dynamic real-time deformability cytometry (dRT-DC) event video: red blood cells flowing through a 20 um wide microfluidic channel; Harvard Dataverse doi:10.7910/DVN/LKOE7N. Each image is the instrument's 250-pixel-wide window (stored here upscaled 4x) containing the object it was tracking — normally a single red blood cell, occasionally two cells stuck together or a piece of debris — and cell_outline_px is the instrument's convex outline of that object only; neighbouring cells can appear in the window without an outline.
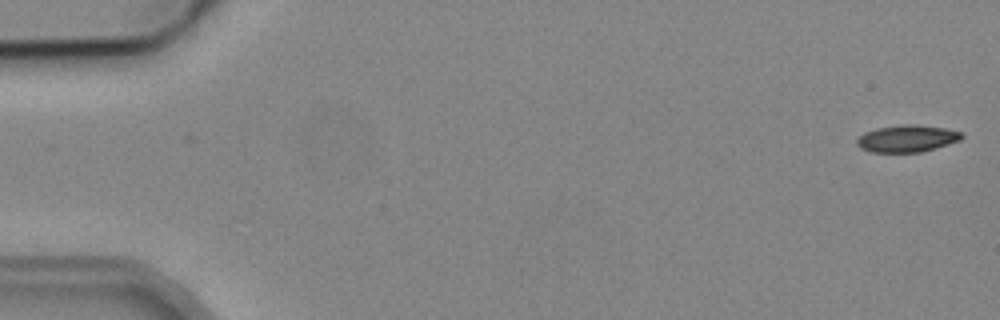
{"species": "common noctule bat (a hibernating species)", "species_latin": "Nyctalus noctula", "temperature_condition": "cold", "stored_images_in_passage": 5, "camera_frame_rate_fps": 3000, "um_per_image_px": 0.085, "animal": {"sex": "male", "body_mass_g": 19.2, "forearm_length_mm": 51.8}, "frame": {"image": 1, "passage_image": 1, "time_ms": 0.0, "image_size_px": [1000, 320], "cell_outline_px": [[964, 136], [960, 140], [936, 148], [920, 152], [868, 152], [860, 148], [856, 144], [856, 140], [864, 132], [876, 128], [904, 124], [916, 124], [944, 128], [960, 132]], "centroid_in_image_um": [77.06, 11.78], "position_along_channel_um": 7.9, "area_um2": 16.53}}